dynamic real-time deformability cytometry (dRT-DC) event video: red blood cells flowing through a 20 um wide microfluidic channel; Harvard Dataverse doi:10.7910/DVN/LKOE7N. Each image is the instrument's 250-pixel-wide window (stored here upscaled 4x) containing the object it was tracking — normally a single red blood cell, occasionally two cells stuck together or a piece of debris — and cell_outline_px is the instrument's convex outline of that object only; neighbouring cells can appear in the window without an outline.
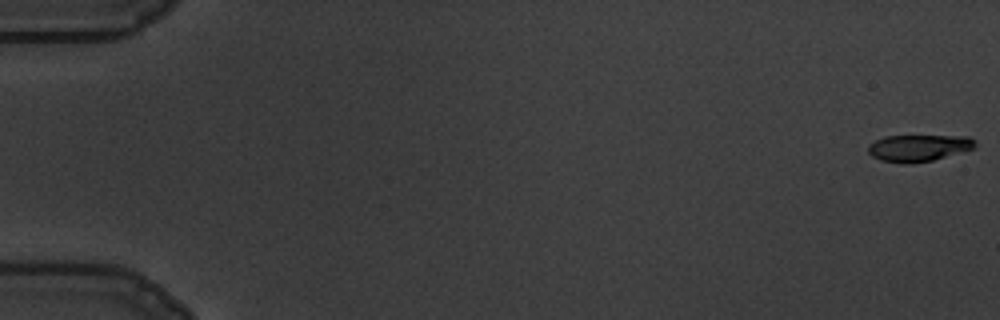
{"species": "common noctule bat (a hibernating species)", "species_latin": "Nyctalus noctula", "temperature_condition": "warm", "stored_images_in_passage": 59, "camera_frame_rate_fps": 3000, "um_per_image_px": 0.085, "animal": {"sex": "male", "body_mass_g": 19.5, "forearm_length_mm": 54.6}, "frame": {"image": 1, "passage_image": 1, "time_ms": 0.0, "image_size_px": [1000, 320], "cell_outline_px": [[976, 148], [932, 160], [912, 164], [904, 164], [880, 160], [872, 156], [868, 152], [868, 144], [884, 136], [968, 136], [976, 140]], "centroid_in_image_um": [78.08, 12.58], "position_along_channel_um": 6.9, "area_um2": 16.82}}
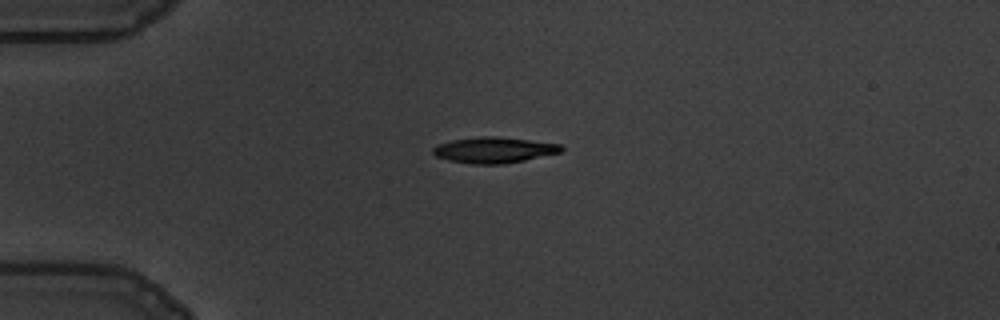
{"frame": {"image": 2, "passage_image": 16, "time_ms": 5.0, "image_size_px": [1000, 320], "cell_outline_px": [[564, 148], [560, 152], [524, 160], [504, 164], [472, 164], [448, 160], [436, 156], [432, 152], [432, 148], [436, 144], [452, 140], [484, 136], [496, 136], [560, 144]], "centroid_in_image_um": [41.94, 12.75], "position_along_channel_um": 43.1, "area_um2": 19.19}}
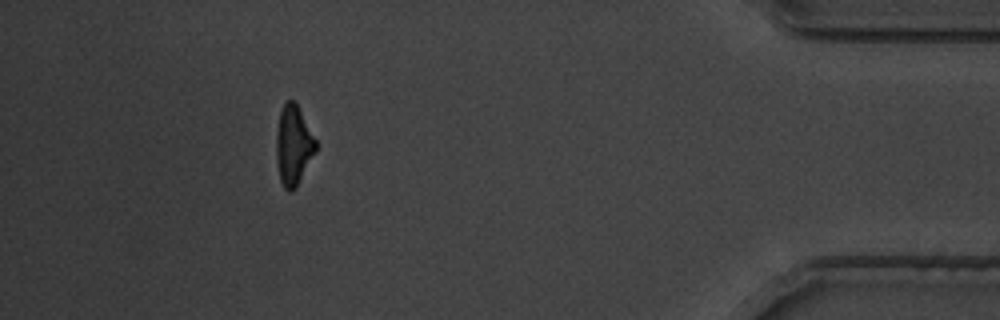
{"frame": {"image": 3, "passage_image": 54, "time_ms": 17.667, "image_size_px": [1000, 320], "cell_outline_px": [[316, 152], [296, 188], [292, 192], [288, 192], [284, 188], [280, 180], [276, 160], [276, 132], [280, 112], [284, 104], [288, 100], [296, 100], [316, 140]], "centroid_in_image_um": [24.94, 12.36], "position_along_channel_um": 410.3, "area_um2": 18.61}, "authors_computed_cell_mechanics": {"area_um2": 19.1896, "velocity_mm_per_s": 3.5174, "shape_relaxation_time_tau1_ms": 3.2662, "shape_relaxation_time_tau2_ms": 4.2689, "deformation_change_tau1": 0.1544, "deformation_change_tau2": 0.1477}}